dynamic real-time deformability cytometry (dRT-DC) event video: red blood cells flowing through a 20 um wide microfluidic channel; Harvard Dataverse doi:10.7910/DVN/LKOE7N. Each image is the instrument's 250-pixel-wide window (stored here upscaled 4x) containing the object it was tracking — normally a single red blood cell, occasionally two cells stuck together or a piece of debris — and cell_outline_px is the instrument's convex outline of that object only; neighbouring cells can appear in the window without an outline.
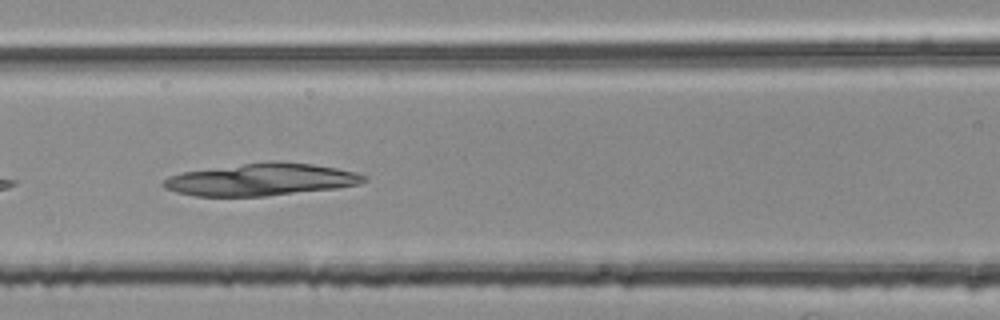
{"species": "common noctule bat (a hibernating species)", "species_latin": "Nyctalus noctula", "temperature_condition": "room temperature", "stored_images_in_passage": 5, "segment_of_instrument_passage": [1, 2], "camera_frame_rate_fps": 3000, "um_per_image_px": 0.085, "animal": {"sex": "female", "body_mass_g": 25.1}, "frame": {"image": 1, "passage_image": 4, "time_ms": 1.0, "image_size_px": [1000, 320], "cell_outline_px": [[368, 180], [360, 184], [336, 188], [268, 196], [196, 196], [176, 192], [164, 188], [160, 184], [168, 176], [184, 172], [268, 160], [284, 160], [312, 164], [336, 168], [368, 176]], "centroid_in_image_um": [22.21, 15.25], "position_along_channel_um": 144.4, "area_um2": 37.86}}